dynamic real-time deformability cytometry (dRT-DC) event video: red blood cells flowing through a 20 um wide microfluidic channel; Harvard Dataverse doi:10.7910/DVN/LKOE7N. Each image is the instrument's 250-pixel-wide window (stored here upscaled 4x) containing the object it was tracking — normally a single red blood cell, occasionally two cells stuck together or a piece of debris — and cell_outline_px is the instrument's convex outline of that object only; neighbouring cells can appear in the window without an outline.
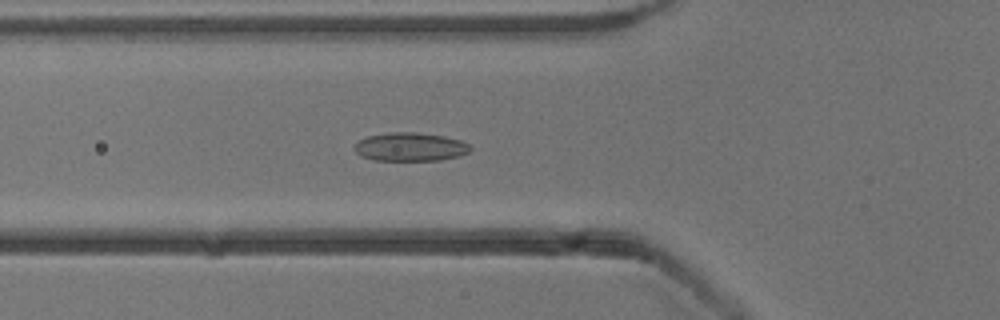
{"species": "common noctule bat (a hibernating species)", "species_latin": "Nyctalus noctula", "temperature_condition": "cold", "stored_images_in_passage": 40, "camera_frame_rate_fps": 3000, "um_per_image_px": 0.085, "animal": {"sex": "male", "body_mass_g": 13.3}, "frame": {"image": 1, "passage_image": 6, "time_ms": 1.667, "image_size_px": [1000, 320], "cell_outline_px": [[472, 148], [468, 152], [460, 156], [440, 160], [372, 160], [360, 156], [352, 148], [360, 140], [368, 136], [392, 132], [416, 132], [444, 136], [460, 140], [468, 144]], "centroid_in_image_um": [34.86, 12.49], "position_along_channel_um": 90.9, "area_um2": 19.25}}
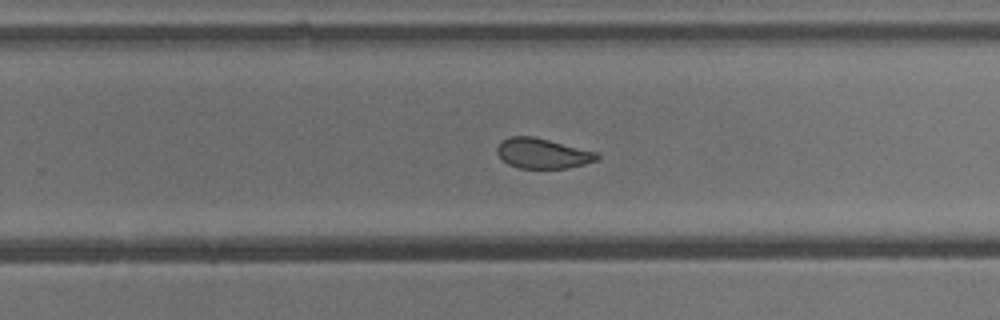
{"frame": {"image": 2, "passage_image": 21, "time_ms": 6.667, "image_size_px": [1000, 320], "cell_outline_px": [[600, 156], [596, 160], [584, 164], [568, 168], [520, 168], [508, 164], [496, 152], [496, 148], [508, 136], [532, 136], [596, 152]], "centroid_in_image_um": [46.1, 13.04], "position_along_channel_um": 283.7, "area_um2": 17.22}}
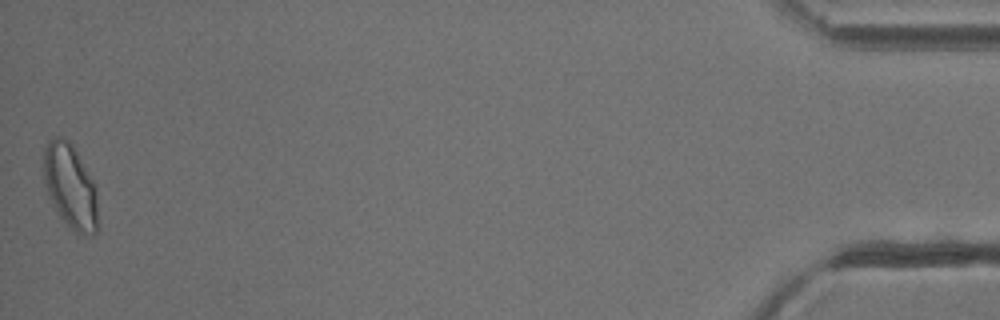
{"frame": {"image": 3, "passage_image": 40, "time_ms": 13.0, "image_size_px": [1000, 320], "cell_outline_px": [[100, 228], [96, 232], [88, 236], [84, 236], [76, 232], [60, 216], [52, 204], [48, 196], [44, 180], [44, 148], [48, 140], [56, 136], [64, 136], [72, 140], [96, 184]], "centroid_in_image_um": [6.03, 15.81], "position_along_channel_um": 429.2, "area_um2": 27.74}, "authors_computed_cell_mechanics": {"area_um2": 18.7272, "velocity_mm_per_s": 3.8577, "shape_relaxation_time_tau1_ms": null, "shape_relaxation_time_tau2_ms": 1.9921, "deformation_change_tau1": null, "deformation_change_tau2": 0.0675}}